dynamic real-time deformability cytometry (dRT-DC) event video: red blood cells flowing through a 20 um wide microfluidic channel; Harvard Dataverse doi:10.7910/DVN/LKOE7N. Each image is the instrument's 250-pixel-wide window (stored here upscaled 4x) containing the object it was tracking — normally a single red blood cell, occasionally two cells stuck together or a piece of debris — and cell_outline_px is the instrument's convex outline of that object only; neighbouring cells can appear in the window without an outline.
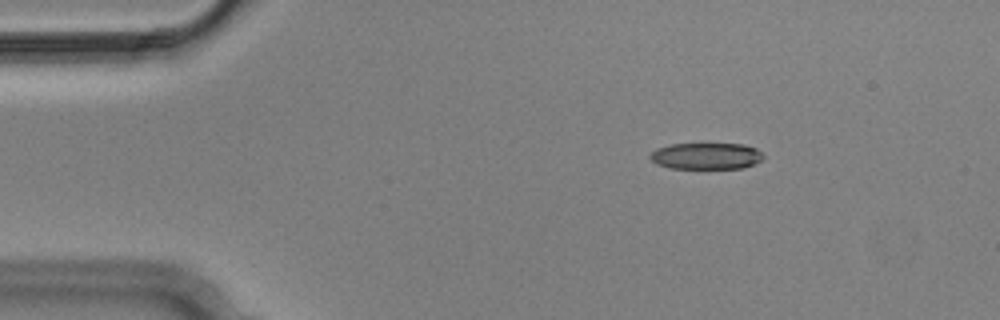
{"species": "Egyptian fruit bat (a non-hibernating species)", "species_latin": "Rousettus aegyptiacus", "temperature_condition": "cold", "stored_images_in_passage": 5, "camera_frame_rate_fps": 3000, "um_per_image_px": 0.085, "animal": {"sex": "male"}, "frame": {"image": 1, "passage_image": 3, "time_ms": 0.667, "image_size_px": [1000, 320], "cell_outline_px": [[764, 156], [760, 160], [744, 168], [668, 168], [656, 164], [648, 156], [656, 148], [672, 144], [744, 144], [756, 148]], "centroid_in_image_um": [59.99, 13.26], "position_along_channel_um": 25.0, "area_um2": 17.4}}